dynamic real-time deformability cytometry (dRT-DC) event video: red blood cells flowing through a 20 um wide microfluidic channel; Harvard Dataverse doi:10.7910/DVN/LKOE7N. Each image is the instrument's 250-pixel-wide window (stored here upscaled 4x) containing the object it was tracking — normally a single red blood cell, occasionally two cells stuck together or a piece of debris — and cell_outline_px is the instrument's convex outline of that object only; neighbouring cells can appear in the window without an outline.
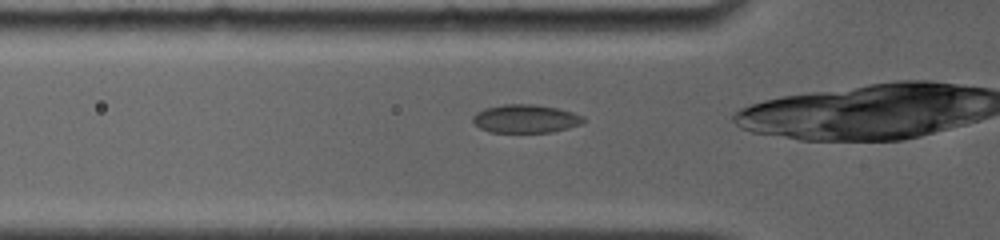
{"species": "common noctule bat (a hibernating species)", "species_latin": "Nyctalus noctula", "temperature_condition": "room temperature", "stored_images_in_passage": 29, "camera_frame_rate_fps": 4000, "um_per_image_px": 0.085, "animal": {"sex": "female", "body_mass_g": 19.0, "forearm_length_mm": 56.7}, "frame": {"image": 1, "passage_image": 2, "time_ms": 0.25, "image_size_px": [1000, 240], "cell_outline_px": [[584, 124], [552, 132], [488, 132], [480, 128], [472, 120], [472, 116], [476, 112], [484, 108], [504, 104], [536, 104], [556, 108], [572, 112], [584, 116]], "centroid_in_image_um": [44.67, 10.09], "position_along_channel_um": 81.1, "area_um2": 18.38}}
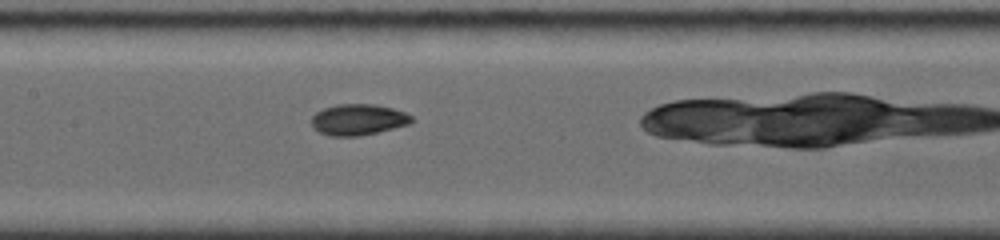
{"frame": {"image": 2, "passage_image": 10, "time_ms": 2.75, "image_size_px": [1000, 240], "cell_outline_px": [[412, 124], [360, 136], [332, 136], [320, 132], [312, 128], [312, 116], [316, 112], [324, 108], [336, 104], [376, 104], [392, 108], [404, 112], [412, 116]], "centroid_in_image_um": [30.45, 10.17], "position_along_channel_um": 176.9, "area_um2": 18.21}}
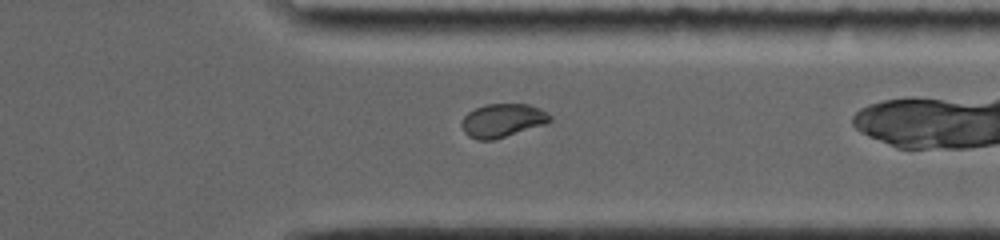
{"frame": {"image": 3, "passage_image": 25, "time_ms": 7.75, "image_size_px": [1000, 240], "cell_outline_px": [[552, 120], [544, 124], [492, 140], [476, 140], [468, 136], [464, 132], [460, 124], [464, 116], [468, 112], [484, 104], [528, 104], [540, 108], [548, 112], [552, 116]], "centroid_in_image_um": [42.7, 10.23], "position_along_channel_um": 368.7, "area_um2": 17.22}}